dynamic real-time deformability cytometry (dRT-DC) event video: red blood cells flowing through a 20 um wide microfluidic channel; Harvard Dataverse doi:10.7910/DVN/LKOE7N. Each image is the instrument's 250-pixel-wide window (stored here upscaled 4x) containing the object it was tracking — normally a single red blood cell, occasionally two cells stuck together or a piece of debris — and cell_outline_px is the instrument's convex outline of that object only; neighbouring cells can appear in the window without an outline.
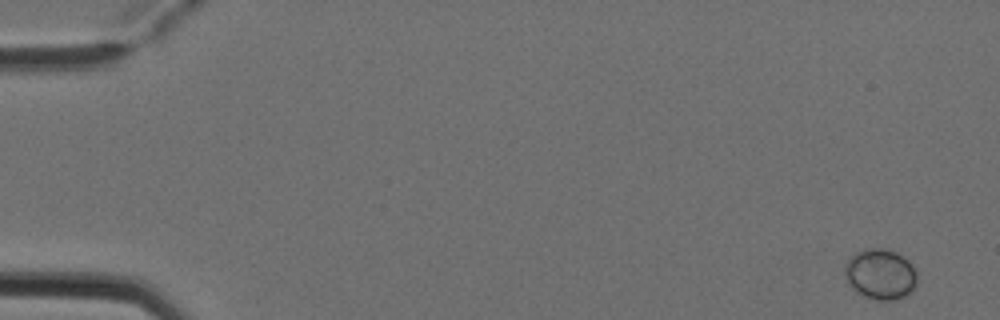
{"species": "Egyptian fruit bat (a non-hibernating species)", "species_latin": "Rousettus aegyptiacus", "temperature_condition": "cold", "stored_images_in_passage": 5, "camera_frame_rate_fps": 3000, "um_per_image_px": 0.085, "animal": {"sex": "female"}, "frame": {"image": 1, "passage_image": 1, "time_ms": 0.0, "image_size_px": [1000, 320], "cell_outline_px": [[916, 284], [912, 292], [904, 296], [892, 300], [876, 300], [860, 296], [852, 288], [844, 272], [844, 264], [856, 252], [864, 248], [884, 248], [896, 252], [908, 260], [916, 272]], "centroid_in_image_um": [74.82, 23.31], "position_along_channel_um": 10.2, "area_um2": 21.44}}
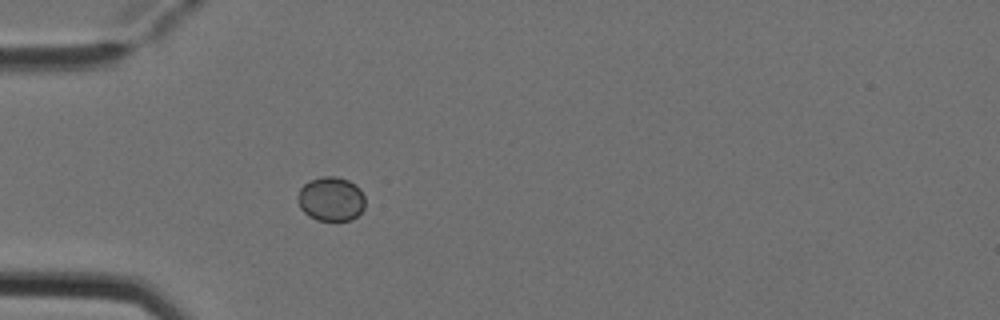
{"frame": {"image": 2, "passage_image": 5, "time_ms": 1.333, "image_size_px": [1000, 320], "cell_outline_px": [[364, 208], [352, 220], [316, 220], [308, 216], [300, 208], [296, 200], [296, 196], [300, 188], [308, 180], [320, 176], [336, 176], [348, 180], [356, 184], [360, 188], [364, 196]], "centroid_in_image_um": [28.1, 16.89], "position_along_channel_um": 56.9, "area_um2": 17.69}}